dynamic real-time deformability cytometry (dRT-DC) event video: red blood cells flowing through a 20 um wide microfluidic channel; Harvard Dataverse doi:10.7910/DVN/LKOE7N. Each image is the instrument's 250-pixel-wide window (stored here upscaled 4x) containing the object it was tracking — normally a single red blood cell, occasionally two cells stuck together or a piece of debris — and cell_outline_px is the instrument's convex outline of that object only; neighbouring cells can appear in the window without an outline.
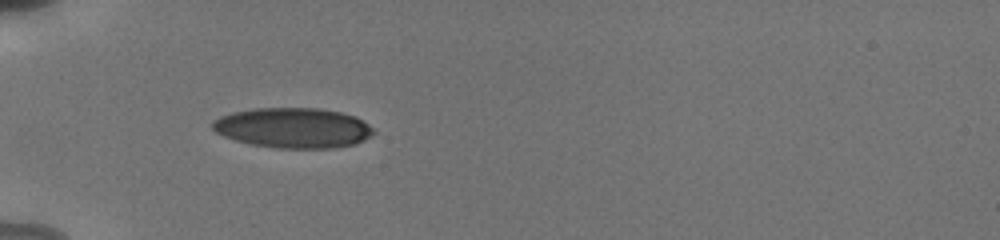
{"species": "human", "species_latin": "Homo sapiens", "temperature_condition": "cold", "stored_images_in_passage": 37, "camera_frame_rate_fps": 3000, "um_per_image_px": 0.085, "donor": {"sex": "male"}, "frame": {"image": 1, "passage_image": 1, "time_ms": 0.0, "image_size_px": [1000, 240], "cell_outline_px": [[376, 132], [364, 140], [356, 144], [332, 148], [276, 148], [252, 144], [236, 140], [224, 136], [216, 132], [212, 128], [212, 120], [220, 116], [232, 112], [256, 108], [320, 108], [340, 112], [356, 116], [368, 124]], "centroid_in_image_um": [24.93, 10.86], "position_along_channel_um": 60.1, "area_um2": 37.8}}
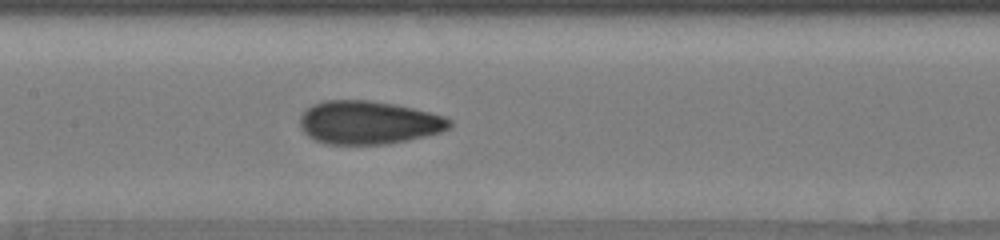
{"frame": {"image": 2, "passage_image": 11, "time_ms": 3.333, "image_size_px": [1000, 240], "cell_outline_px": [[452, 128], [440, 132], [424, 136], [388, 144], [324, 144], [308, 136], [300, 128], [300, 116], [312, 104], [324, 100], [372, 100], [396, 104], [444, 116], [452, 120]], "centroid_in_image_um": [31.32, 10.41], "position_along_channel_um": 176.1, "area_um2": 37.86}}
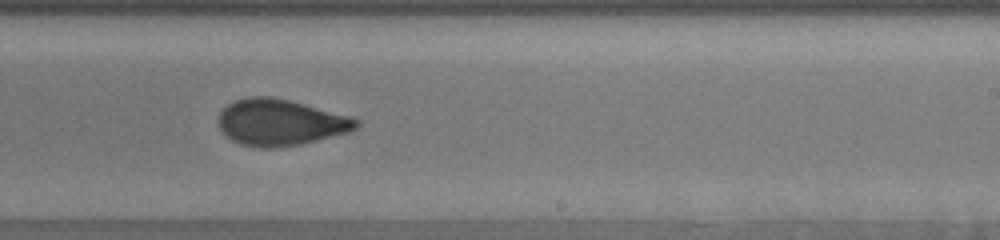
{"frame": {"image": 3, "passage_image": 18, "time_ms": 5.667, "image_size_px": [1000, 240], "cell_outline_px": [[360, 124], [356, 128], [348, 132], [300, 144], [276, 148], [260, 148], [240, 144], [224, 136], [220, 128], [220, 112], [228, 104], [236, 100], [248, 96], [272, 96], [304, 104], [348, 116], [360, 120]], "centroid_in_image_um": [23.8, 10.41], "position_along_channel_um": 265.2, "area_um2": 36.93}, "authors_computed_cell_mechanics": {"area_um2": 36.9342, "velocity_mm_per_s": 3.8337, "shape_relaxation_time_tau1_ms": 6.4158, "shape_relaxation_time_tau2_ms": 1.1224, "deformation_change_tau1": 0.1821, "deformation_change_tau2": 0.0668}}